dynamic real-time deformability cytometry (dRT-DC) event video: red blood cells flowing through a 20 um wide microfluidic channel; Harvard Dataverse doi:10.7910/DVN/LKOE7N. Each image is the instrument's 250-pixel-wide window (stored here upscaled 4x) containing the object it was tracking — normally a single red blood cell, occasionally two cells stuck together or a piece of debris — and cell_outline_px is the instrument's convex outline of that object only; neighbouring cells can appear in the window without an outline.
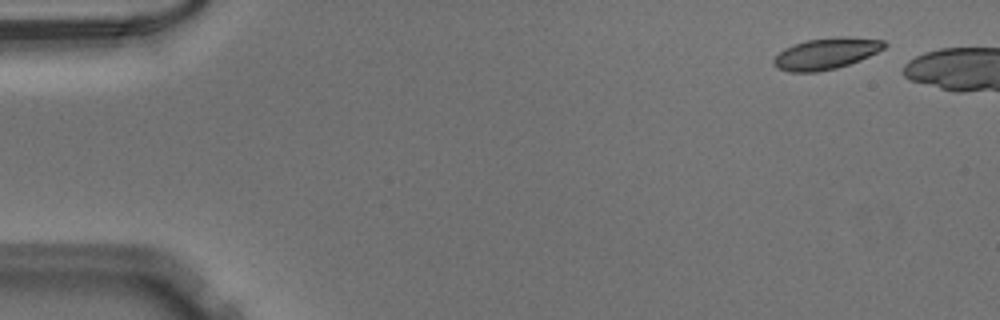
{"species": "Egyptian fruit bat (a non-hibernating species)", "species_latin": "Rousettus aegyptiacus", "temperature_condition": "warm", "stored_images_in_passage": 6, "camera_frame_rate_fps": 3000, "um_per_image_px": 0.085, "animal": {"sex": "male"}, "frame": {"image": 1, "passage_image": 1, "time_ms": 0.0, "image_size_px": [1000, 320], "cell_outline_px": [[888, 44], [884, 48], [860, 60], [836, 68], [816, 72], [788, 72], [776, 68], [772, 64], [772, 60], [784, 48], [792, 44], [808, 40], [836, 36], [848, 36], [884, 40]], "centroid_in_image_um": [70.2, 4.55], "position_along_channel_um": 14.8, "area_um2": 20.35}}